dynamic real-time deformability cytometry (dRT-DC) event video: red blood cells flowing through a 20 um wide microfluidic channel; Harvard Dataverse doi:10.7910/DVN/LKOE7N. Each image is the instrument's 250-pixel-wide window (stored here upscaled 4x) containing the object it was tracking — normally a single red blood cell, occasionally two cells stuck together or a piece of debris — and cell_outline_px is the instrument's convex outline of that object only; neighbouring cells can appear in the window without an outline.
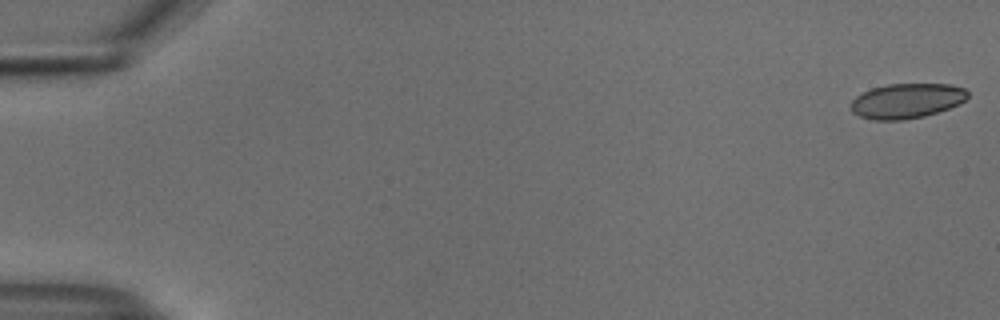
{"species": "common noctule bat (a hibernating species)", "species_latin": "Nyctalus noctula", "temperature_condition": "cold", "stored_images_in_passage": 12, "camera_frame_rate_fps": 3000, "um_per_image_px": 0.085, "animal": {"sex": "male", "body_mass_g": 18.8}, "frame": {"image": 1, "passage_image": 1, "time_ms": 0.0, "image_size_px": [1000, 320], "cell_outline_px": [[968, 96], [960, 104], [924, 116], [904, 120], [872, 120], [860, 116], [852, 112], [852, 100], [856, 96], [872, 88], [888, 84], [948, 84], [964, 88], [968, 92]], "centroid_in_image_um": [77.07, 8.57], "position_along_channel_um": 7.9, "area_um2": 23.64}}